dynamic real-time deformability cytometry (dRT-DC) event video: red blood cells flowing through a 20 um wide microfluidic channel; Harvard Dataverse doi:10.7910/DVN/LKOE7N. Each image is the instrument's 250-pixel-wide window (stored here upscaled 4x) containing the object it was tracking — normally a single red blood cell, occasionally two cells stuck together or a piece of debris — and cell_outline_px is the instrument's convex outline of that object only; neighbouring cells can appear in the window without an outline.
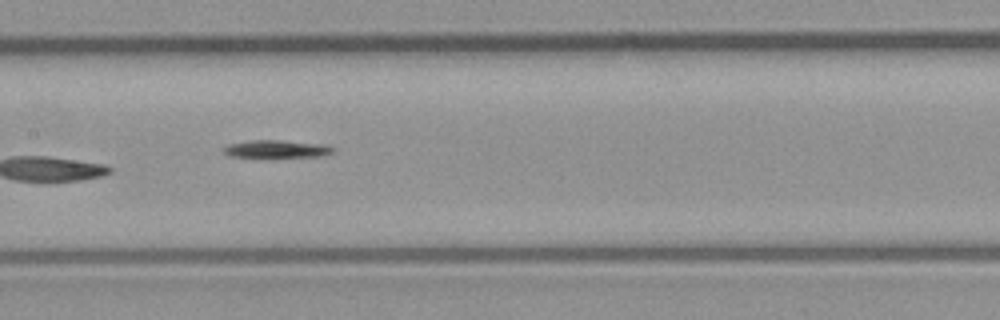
{"species": "common noctule bat (a hibernating species)", "species_latin": "Nyctalus noctula", "temperature_condition": "room temperature", "stored_images_in_passage": 8, "camera_frame_rate_fps": 3000, "um_per_image_px": 0.085, "animal": {"sex": "male", "body_mass_g": 23.1, "forearm_length_mm": 52.7}, "frame": {"image": 1, "passage_image": 7, "time_ms": 7.0, "image_size_px": [1000, 320], "cell_outline_px": [[336, 148], [332, 152], [324, 156], [232, 156], [224, 152], [224, 148], [228, 144], [252, 140], [280, 140], [324, 144]], "centroid_in_image_um": [23.57, 12.64], "position_along_channel_um": 183.8, "area_um2": 10.87}}